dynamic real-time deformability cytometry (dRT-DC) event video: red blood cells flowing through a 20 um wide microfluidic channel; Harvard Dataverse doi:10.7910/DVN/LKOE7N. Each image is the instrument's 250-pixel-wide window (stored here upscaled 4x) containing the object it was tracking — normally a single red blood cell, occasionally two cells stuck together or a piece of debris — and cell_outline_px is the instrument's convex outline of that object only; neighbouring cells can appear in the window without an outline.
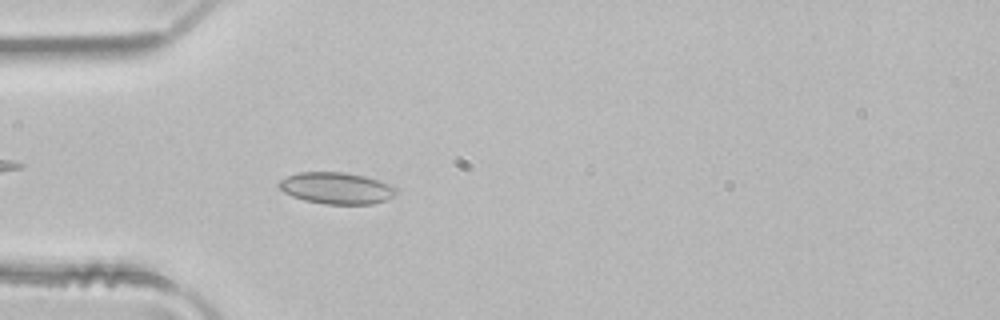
{"species": "common noctule bat (a hibernating species)", "species_latin": "Nyctalus noctula", "temperature_condition": "room temperature", "stored_images_in_passage": 3, "camera_frame_rate_fps": 3000, "um_per_image_px": 0.085, "animal": {"sex": "male", "body_mass_g": 21.5, "forearm_length_mm": 52.0}, "frame": {"image": 1, "passage_image": 3, "time_ms": 0.667, "image_size_px": [1000, 320], "cell_outline_px": [[396, 192], [392, 196], [384, 200], [372, 204], [324, 204], [304, 200], [292, 196], [284, 192], [276, 184], [280, 180], [288, 176], [300, 172], [344, 172], [364, 176], [380, 180], [392, 184], [396, 188]], "centroid_in_image_um": [28.59, 15.99], "position_along_channel_um": 56.4, "area_um2": 21.56}}